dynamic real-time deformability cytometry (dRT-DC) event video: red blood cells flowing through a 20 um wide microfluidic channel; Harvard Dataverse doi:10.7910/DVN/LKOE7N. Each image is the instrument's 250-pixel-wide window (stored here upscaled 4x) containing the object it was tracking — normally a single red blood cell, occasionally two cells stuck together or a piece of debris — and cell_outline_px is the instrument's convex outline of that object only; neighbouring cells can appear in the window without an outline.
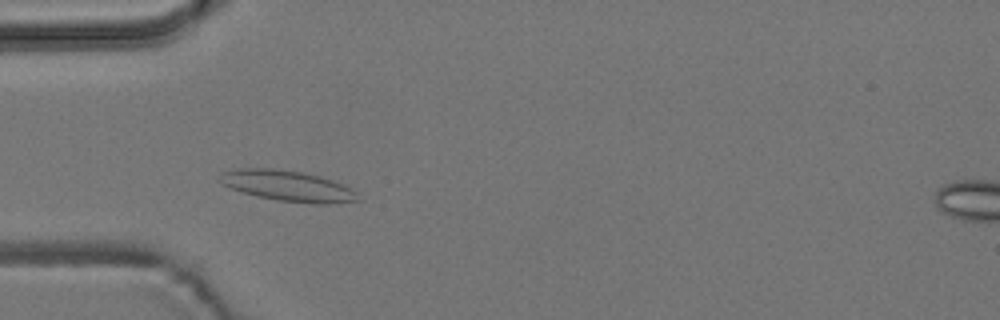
{"species": "common noctule bat (a hibernating species)", "species_latin": "Nyctalus noctula", "temperature_condition": "room temperature", "stored_images_in_passage": 5, "camera_frame_rate_fps": 3000, "um_per_image_px": 0.085, "animal": {"sex": "male", "body_mass_g": 19.2, "forearm_length_mm": 51.8}, "frame": {"image": 1, "passage_image": 4, "time_ms": 3.333, "image_size_px": [1000, 320], "cell_outline_px": [[364, 200], [324, 204], [312, 204], [276, 200], [240, 192], [220, 184], [220, 172], [240, 168], [272, 168], [304, 172], [320, 176], [344, 184], [356, 192]], "centroid_in_image_um": [24.47, 15.8], "position_along_channel_um": 60.5, "area_um2": 25.09}}